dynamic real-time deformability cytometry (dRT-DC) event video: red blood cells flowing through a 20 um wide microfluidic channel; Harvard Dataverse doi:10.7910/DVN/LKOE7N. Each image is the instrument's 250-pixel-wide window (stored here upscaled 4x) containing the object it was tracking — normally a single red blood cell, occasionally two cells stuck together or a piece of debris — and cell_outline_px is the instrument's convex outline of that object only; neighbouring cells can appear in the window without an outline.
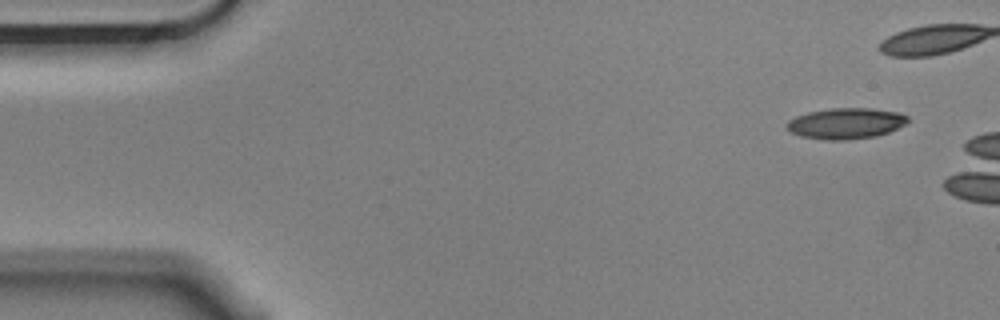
{"species": "Egyptian fruit bat (a non-hibernating species)", "species_latin": "Rousettus aegyptiacus", "temperature_condition": "cold", "stored_images_in_passage": 3, "camera_frame_rate_fps": 3000, "um_per_image_px": 0.085, "animal": {"sex": "male"}, "frame": {"image": 1, "passage_image": 1, "time_ms": 0.0, "image_size_px": [1000, 320], "cell_outline_px": [[908, 120], [904, 124], [888, 132], [876, 136], [844, 140], [828, 140], [800, 136], [792, 132], [788, 128], [788, 120], [796, 116], [808, 112], [832, 108], [872, 108], [896, 112], [908, 116]], "centroid_in_image_um": [71.89, 10.48], "position_along_channel_um": 13.1, "area_um2": 21.5}}